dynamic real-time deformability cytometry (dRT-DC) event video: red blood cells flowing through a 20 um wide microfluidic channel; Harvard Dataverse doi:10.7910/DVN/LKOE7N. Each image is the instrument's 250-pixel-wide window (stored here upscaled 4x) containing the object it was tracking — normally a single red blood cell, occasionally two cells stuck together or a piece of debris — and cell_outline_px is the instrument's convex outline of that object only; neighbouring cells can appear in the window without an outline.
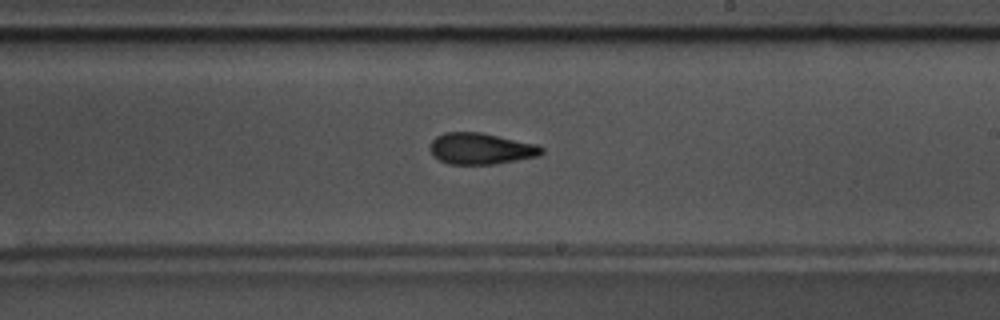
{"species": "common noctule bat (a hibernating species)", "species_latin": "Nyctalus noctula", "temperature_condition": "warm", "stored_images_in_passage": 42, "camera_frame_rate_fps": 3000, "um_per_image_px": 0.085, "animal": {"sex": "male", "body_mass_g": 17.5, "forearm_length_mm": 52.3}, "frame": {"image": 1, "passage_image": 19, "time_ms": 6.0, "image_size_px": [1000, 320], "cell_outline_px": [[544, 152], [540, 156], [496, 164], [448, 164], [432, 156], [428, 148], [432, 140], [436, 136], [444, 132], [480, 132], [536, 144], [544, 148]], "centroid_in_image_um": [40.86, 12.64], "position_along_channel_um": 248.1, "area_um2": 20.58}, "authors_computed_cell_mechanics": {"area_um2": 20.1144, "velocity_mm_per_s": 3.6585, "shape_relaxation_time_tau1_ms": 5.4959, "shape_relaxation_time_tau2_ms": 1.6056, "deformation_change_tau1": 0.1942, "deformation_change_tau2": 0.0923}}